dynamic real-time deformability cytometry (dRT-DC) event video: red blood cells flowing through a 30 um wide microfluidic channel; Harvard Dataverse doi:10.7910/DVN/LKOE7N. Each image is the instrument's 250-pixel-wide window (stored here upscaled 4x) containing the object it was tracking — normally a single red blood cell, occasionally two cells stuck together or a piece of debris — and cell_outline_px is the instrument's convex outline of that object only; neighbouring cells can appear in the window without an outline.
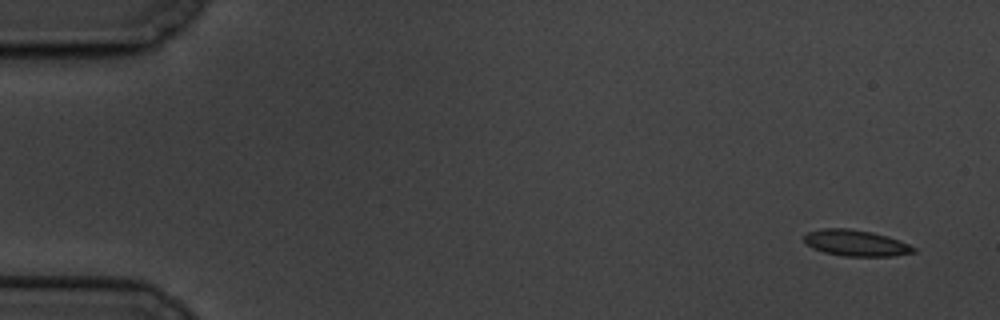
{"species": "common noctule bat (a hibernating species)", "species_latin": "Nyctalus noctula", "temperature_condition": "cold", "stored_images_in_passage": 5, "camera_frame_rate_fps": 3000, "um_per_image_px": 0.085, "animal": {"sex": "male", "body_mass_g": 19.5, "forearm_length_mm": 54.6}, "frame": {"image": 1, "passage_image": 1, "time_ms": 0.0, "image_size_px": [1000, 320], "cell_outline_px": [[916, 252], [892, 256], [844, 256], [824, 252], [812, 248], [804, 240], [804, 236], [808, 232], [824, 228], [848, 228], [872, 232], [888, 236], [900, 240], [916, 248]], "centroid_in_image_um": [72.77, 20.65], "position_along_channel_um": 12.2, "area_um2": 16.65}}
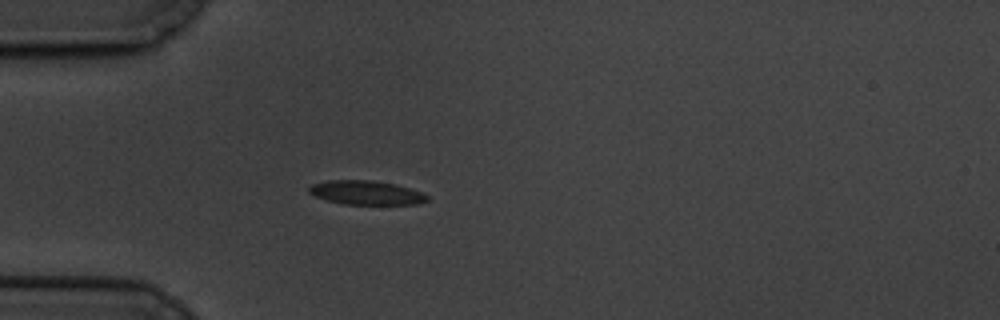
{"frame": {"image": 2, "passage_image": 5, "time_ms": 4.667, "image_size_px": [1000, 320], "cell_outline_px": [[428, 200], [420, 204], [344, 204], [328, 200], [316, 196], [308, 192], [308, 188], [312, 184], [328, 180], [372, 180], [396, 184], [420, 192], [428, 196]], "centroid_in_image_um": [31.12, 16.37], "position_along_channel_um": 53.9, "area_um2": 16.42}}